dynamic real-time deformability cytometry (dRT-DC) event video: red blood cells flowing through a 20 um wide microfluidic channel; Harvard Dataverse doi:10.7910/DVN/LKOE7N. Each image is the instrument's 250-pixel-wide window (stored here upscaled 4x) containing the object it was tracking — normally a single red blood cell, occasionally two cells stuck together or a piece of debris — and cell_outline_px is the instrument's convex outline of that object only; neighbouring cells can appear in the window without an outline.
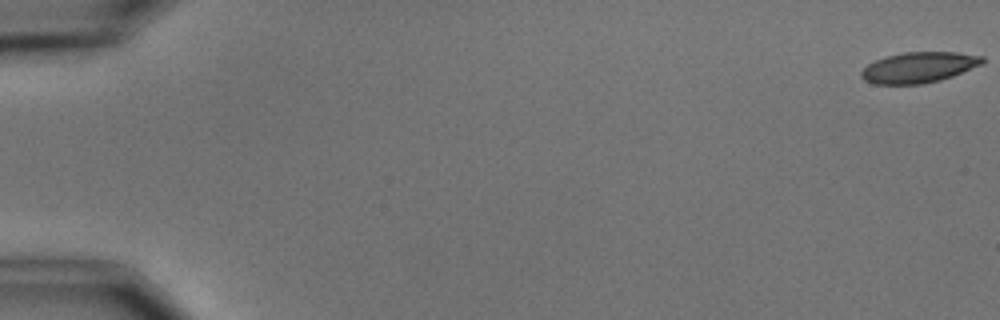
{"species": "common noctule bat (a hibernating species)", "species_latin": "Nyctalus noctula", "temperature_condition": "cold", "stored_images_in_passage": 5, "camera_frame_rate_fps": 3000, "um_per_image_px": 0.085, "animal": {"sex": "male", "body_mass_g": 15.6}, "frame": {"image": 1, "passage_image": 1, "time_ms": 0.0, "image_size_px": [1000, 320], "cell_outline_px": [[984, 60], [980, 64], [952, 76], [940, 80], [920, 84], [872, 84], [864, 80], [860, 76], [860, 72], [868, 64], [884, 56], [904, 52], [956, 52], [984, 56]], "centroid_in_image_um": [78.05, 5.72], "position_along_channel_um": 7.0, "area_um2": 21.56}}